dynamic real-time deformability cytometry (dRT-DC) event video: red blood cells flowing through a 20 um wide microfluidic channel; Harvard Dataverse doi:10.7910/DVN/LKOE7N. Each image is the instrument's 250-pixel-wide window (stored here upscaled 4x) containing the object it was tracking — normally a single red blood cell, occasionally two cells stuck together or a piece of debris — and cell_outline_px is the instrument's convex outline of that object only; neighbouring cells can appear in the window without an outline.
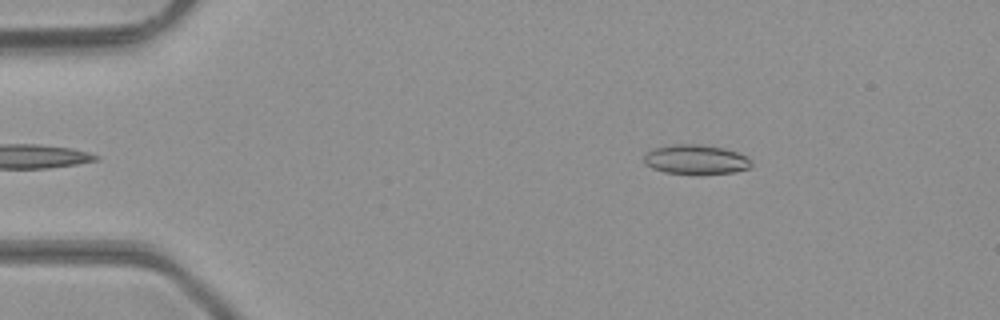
{"species": "common noctule bat (a hibernating species)", "species_latin": "Nyctalus noctula", "temperature_condition": "room temperature", "stored_images_in_passage": 41, "camera_frame_rate_fps": 3000, "um_per_image_px": 0.085, "animal": {"sex": "male", "body_mass_g": 23.1, "forearm_length_mm": 52.7}, "frame": {"image": 1, "passage_image": 2, "time_ms": 0.333, "image_size_px": [1000, 320], "cell_outline_px": [[752, 164], [748, 168], [736, 172], [704, 176], [700, 176], [664, 172], [652, 168], [644, 164], [644, 152], [656, 148], [676, 144], [700, 144], [724, 148], [748, 156], [752, 160]], "centroid_in_image_um": [59.17, 13.59], "position_along_channel_um": 25.8, "area_um2": 19.13}}
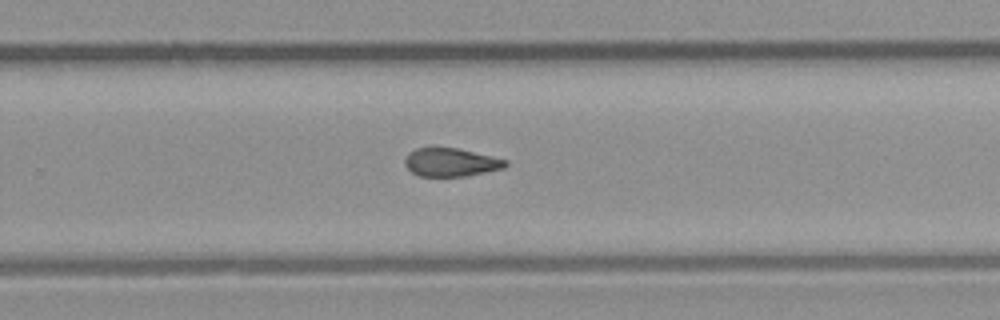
{"frame": {"image": 2, "passage_image": 25, "time_ms": 8.0, "image_size_px": [1000, 320], "cell_outline_px": [[508, 164], [504, 168], [464, 176], [420, 176], [412, 172], [404, 164], [404, 160], [408, 152], [416, 148], [432, 144], [456, 148], [492, 156], [508, 160]], "centroid_in_image_um": [38.27, 13.75], "position_along_channel_um": 291.5, "area_um2": 17.05}}
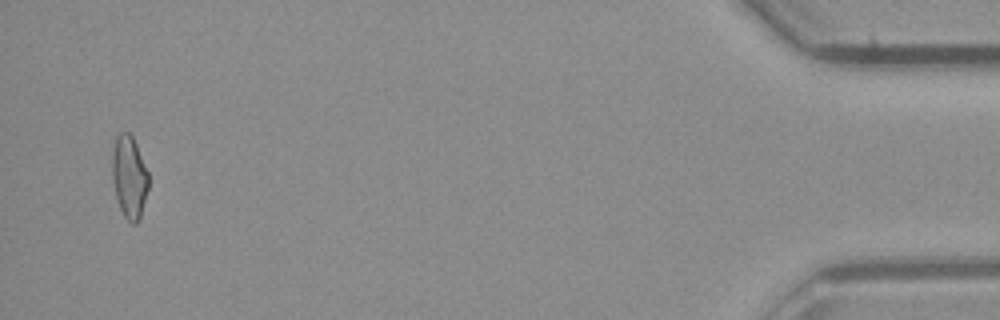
{"frame": {"image": 3, "passage_image": 40, "time_ms": 13.0, "image_size_px": [1000, 320], "cell_outline_px": [[148, 188], [140, 216], [136, 224], [132, 224], [124, 216], [116, 200], [112, 180], [112, 152], [116, 136], [120, 132], [128, 132], [132, 136], [136, 144], [148, 172]], "centroid_in_image_um": [10.97, 15.03], "position_along_channel_um": 424.2, "area_um2": 17.46}, "authors_computed_cell_mechanics": {"area_um2": 17.4556, "velocity_mm_per_s": 4.4063, "shape_relaxation_time_tau1_ms": 4.5751, "shape_relaxation_time_tau2_ms": 1.7665, "deformation_change_tau1": 0.142, "deformation_change_tau2": 0.0909}}